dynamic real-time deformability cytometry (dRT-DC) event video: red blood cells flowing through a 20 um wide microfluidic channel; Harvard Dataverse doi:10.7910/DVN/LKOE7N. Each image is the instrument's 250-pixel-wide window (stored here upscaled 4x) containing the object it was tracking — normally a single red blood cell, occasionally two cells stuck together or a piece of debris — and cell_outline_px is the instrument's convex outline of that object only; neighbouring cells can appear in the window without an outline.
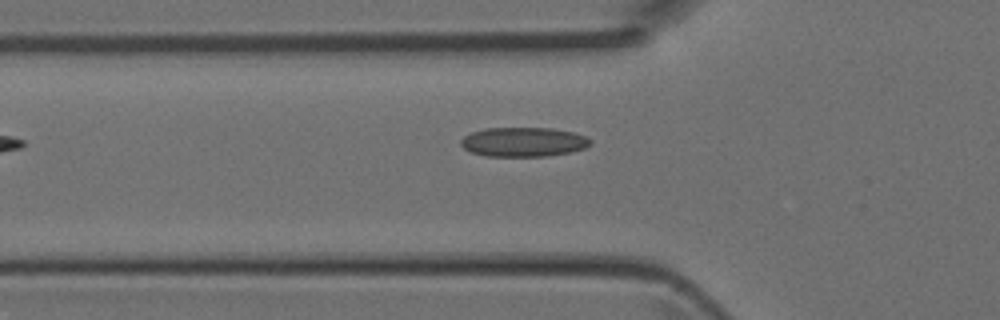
{"species": "Egyptian fruit bat (a non-hibernating species)", "species_latin": "Rousettus aegyptiacus", "temperature_condition": "room temperature", "stored_images_in_passage": 4, "camera_frame_rate_fps": 3000, "um_per_image_px": 0.085, "animal": {"sex": "female"}, "frame": {"image": 1, "passage_image": 4, "time_ms": 1.0, "image_size_px": [1000, 320], "cell_outline_px": [[592, 140], [584, 148], [568, 152], [548, 156], [484, 156], [472, 152], [464, 148], [460, 144], [460, 140], [464, 136], [472, 132], [484, 128], [552, 128], [572, 132], [584, 136]], "centroid_in_image_um": [44.45, 12.06], "position_along_channel_um": 81.4, "area_um2": 22.02}}